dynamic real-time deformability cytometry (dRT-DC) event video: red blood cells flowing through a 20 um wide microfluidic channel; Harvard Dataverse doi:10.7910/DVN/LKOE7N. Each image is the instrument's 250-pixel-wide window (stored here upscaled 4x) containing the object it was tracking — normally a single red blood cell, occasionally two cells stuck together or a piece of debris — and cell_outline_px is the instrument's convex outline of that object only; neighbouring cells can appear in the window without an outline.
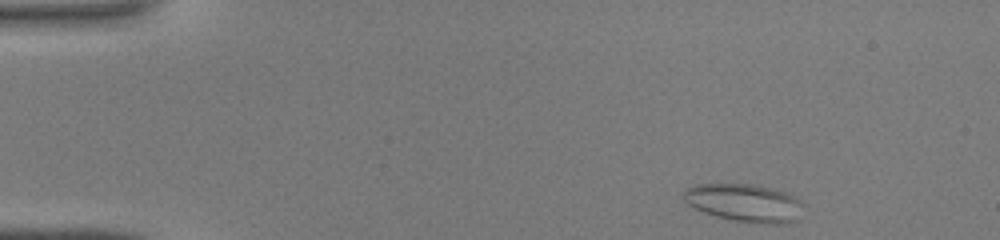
{"species": "common noctule bat (a hibernating species)", "species_latin": "Nyctalus noctula", "temperature_condition": "warm", "stored_images_in_passage": 39, "camera_frame_rate_fps": 3000, "um_per_image_px": 0.085, "animal": {"sex": "male", "body_mass_g": 19.0, "forearm_length_mm": 50.8}, "frame": {"image": 1, "passage_image": 1, "time_ms": 0.0, "image_size_px": [1000, 240], "cell_outline_px": [[804, 204], [796, 220], [784, 224], [764, 224], [736, 220], [716, 216], [704, 212], [688, 204], [684, 200], [684, 192], [692, 184], [752, 184], [780, 188], [800, 200]], "centroid_in_image_um": [63.33, 17.22], "position_along_channel_um": 21.7, "area_um2": 26.59}}
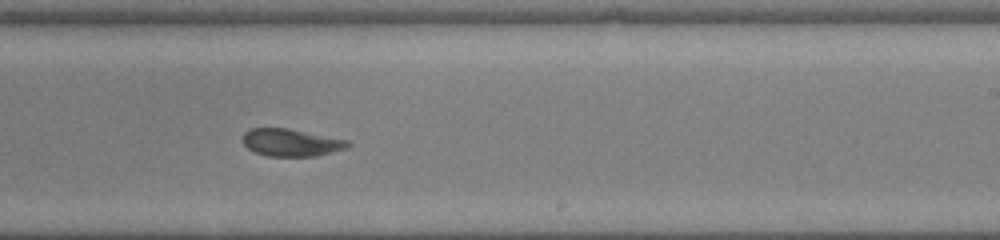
{"frame": {"image": 2, "passage_image": 23, "time_ms": 7.333, "image_size_px": [1000, 240], "cell_outline_px": [[352, 144], [348, 148], [316, 156], [268, 156], [256, 152], [248, 148], [244, 144], [244, 132], [252, 128], [288, 128], [348, 140]], "centroid_in_image_um": [24.79, 12.11], "position_along_channel_um": 264.2, "area_um2": 16.7}}
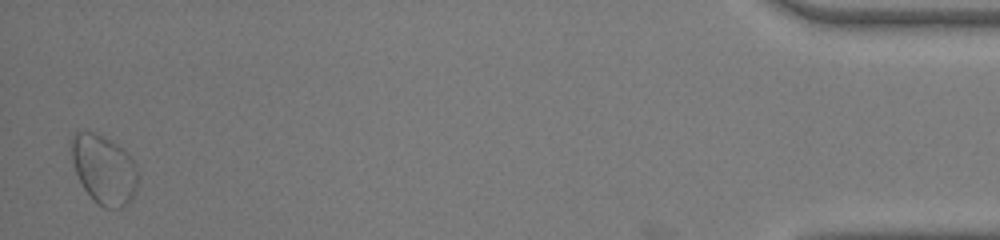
{"frame": {"image": 3, "passage_image": 39, "time_ms": 12.667, "image_size_px": [1000, 240], "cell_outline_px": [[136, 192], [120, 208], [104, 208], [84, 188], [76, 172], [72, 160], [72, 136], [76, 132], [96, 132], [104, 136], [128, 152], [136, 168]], "centroid_in_image_um": [8.83, 14.37], "position_along_channel_um": 426.4, "area_um2": 26.07}}